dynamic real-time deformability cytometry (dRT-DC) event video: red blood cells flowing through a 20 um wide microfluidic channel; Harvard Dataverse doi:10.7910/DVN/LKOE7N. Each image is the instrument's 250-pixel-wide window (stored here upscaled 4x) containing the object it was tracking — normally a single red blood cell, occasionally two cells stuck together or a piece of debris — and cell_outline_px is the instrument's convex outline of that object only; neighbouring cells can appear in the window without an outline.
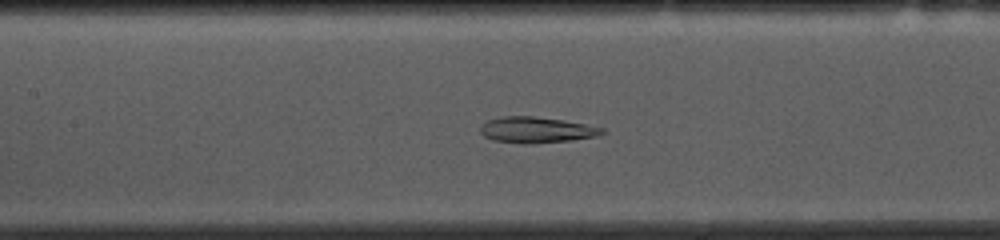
{"species": "common noctule bat (a hibernating species)", "species_latin": "Nyctalus noctula", "temperature_condition": "cold", "stored_images_in_passage": 53, "camera_frame_rate_fps": 3000, "um_per_image_px": 0.085, "animal": {"sex": "female", "body_mass_g": 10.0, "forearm_length_mm": 53.1}, "frame": {"image": 1, "passage_image": 23, "time_ms": 7.333, "image_size_px": [1000, 240], "cell_outline_px": [[604, 132], [596, 136], [572, 140], [524, 144], [492, 140], [484, 136], [480, 132], [480, 128], [488, 120], [500, 116], [532, 116], [564, 120], [604, 128]], "centroid_in_image_um": [45.57, 11.04], "position_along_channel_um": 161.8, "area_um2": 18.26}}
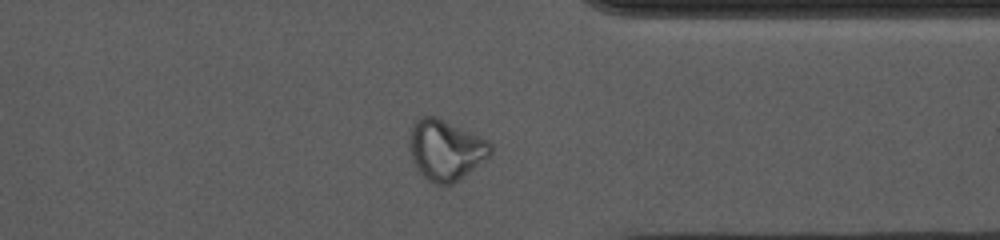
{"frame": {"image": 2, "passage_image": 41, "time_ms": 13.333, "image_size_px": [1000, 240], "cell_outline_px": [[492, 156], [460, 180], [452, 184], [436, 184], [428, 180], [416, 168], [412, 160], [408, 144], [408, 132], [412, 124], [420, 116], [436, 116], [480, 136], [488, 140], [492, 144]], "centroid_in_image_um": [37.88, 12.74], "position_along_channel_um": 373.5, "area_um2": 29.19}}
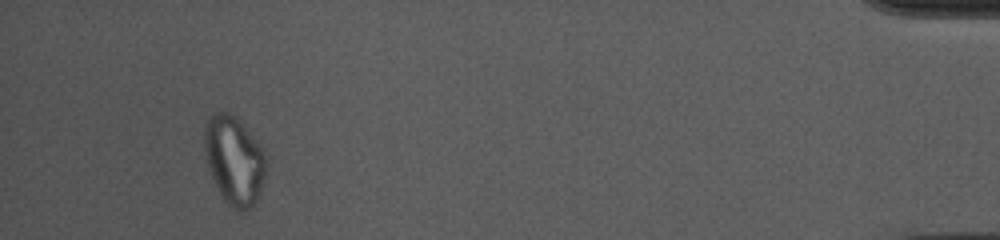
{"frame": {"image": 3, "passage_image": 50, "time_ms": 16.333, "image_size_px": [1000, 240], "cell_outline_px": [[268, 164], [264, 180], [260, 192], [252, 208], [244, 212], [232, 208], [224, 200], [212, 180], [204, 152], [204, 128], [208, 120], [216, 112], [228, 112], [236, 116], [264, 148], [268, 156]], "centroid_in_image_um": [19.94, 13.64], "position_along_channel_um": 415.3, "area_um2": 32.43}, "authors_computed_cell_mechanics": {"area_um2": 23.8714, "velocity_mm_per_s": 3.6466, "shape_relaxation_time_tau1_ms": null, "shape_relaxation_time_tau2_ms": 2.4993, "deformation_change_tau1": null, "deformation_change_tau2": 0.0691}}